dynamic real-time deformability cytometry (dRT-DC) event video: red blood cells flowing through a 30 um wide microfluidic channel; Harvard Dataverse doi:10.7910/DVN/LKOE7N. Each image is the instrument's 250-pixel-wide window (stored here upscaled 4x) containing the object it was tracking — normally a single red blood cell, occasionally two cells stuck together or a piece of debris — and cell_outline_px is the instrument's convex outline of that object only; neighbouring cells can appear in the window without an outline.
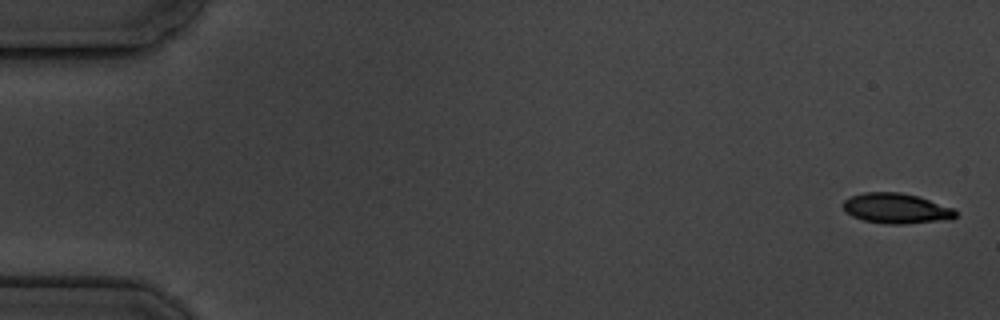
{"species": "common noctule bat (a hibernating species)", "species_latin": "Nyctalus noctula", "temperature_condition": "cold", "stored_images_in_passage": 5, "camera_frame_rate_fps": 3000, "um_per_image_px": 0.085, "animal": {"sex": "male", "body_mass_g": 19.5, "forearm_length_mm": 54.6}, "frame": {"image": 1, "passage_image": 1, "time_ms": 0.0, "image_size_px": [1000, 320], "cell_outline_px": [[956, 216], [948, 220], [904, 224], [884, 224], [864, 220], [852, 216], [844, 208], [844, 200], [852, 196], [864, 192], [900, 192], [916, 196], [952, 208], [956, 212]], "centroid_in_image_um": [76.17, 17.72], "position_along_channel_um": 8.8, "area_um2": 19.54}}
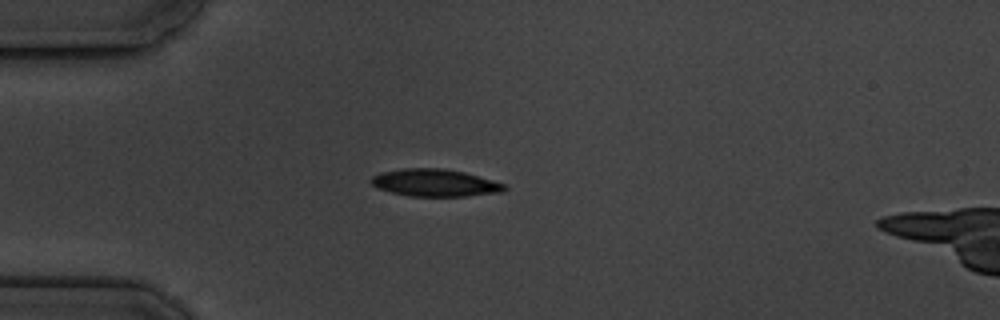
{"frame": {"image": 2, "passage_image": 5, "time_ms": 4.667, "image_size_px": [1000, 320], "cell_outline_px": [[508, 188], [500, 192], [468, 196], [408, 196], [376, 188], [368, 180], [372, 176], [380, 172], [404, 168], [440, 168], [464, 172], [492, 180], [504, 184]], "centroid_in_image_um": [36.92, 15.54], "position_along_channel_um": 48.1, "area_um2": 21.21}}